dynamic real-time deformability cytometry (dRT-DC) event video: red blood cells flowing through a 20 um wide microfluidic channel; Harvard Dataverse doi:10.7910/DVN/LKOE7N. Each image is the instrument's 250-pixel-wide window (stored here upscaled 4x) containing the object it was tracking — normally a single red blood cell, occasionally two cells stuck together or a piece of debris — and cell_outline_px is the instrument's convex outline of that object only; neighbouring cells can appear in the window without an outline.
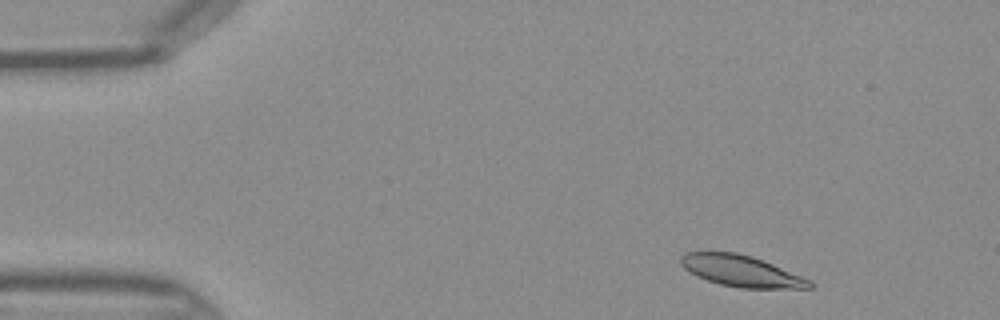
{"species": "Egyptian fruit bat (a non-hibernating species)", "species_latin": "Rousettus aegyptiacus", "temperature_condition": "warm", "stored_images_in_passage": 43, "segment_of_instrument_passage": [1, 2], "camera_frame_rate_fps": 3000, "um_per_image_px": 0.085, "frame": {"image": 1, "passage_image": 3, "time_ms": 0.667, "image_size_px": [1000, 320], "cell_outline_px": [[816, 284], [812, 288], [740, 288], [720, 284], [696, 276], [688, 272], [680, 264], [680, 256], [688, 252], [736, 252], [752, 256], [812, 280]], "centroid_in_image_um": [63.01, 23.04], "position_along_channel_um": 22.0, "area_um2": 23.52}}
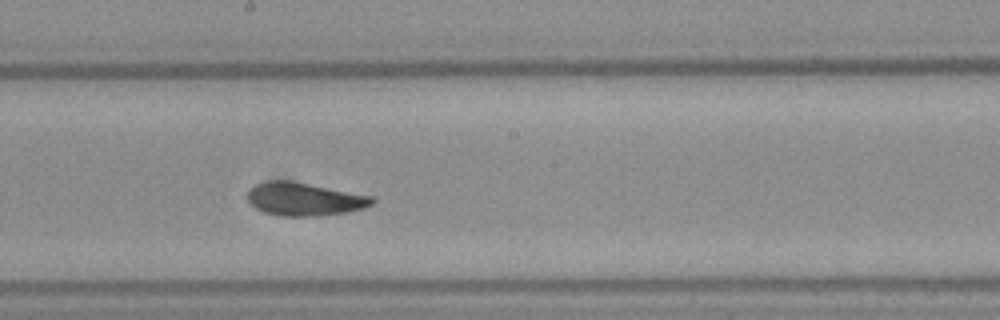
{"frame": {"image": 2, "passage_image": 22, "time_ms": 7.0, "image_size_px": [1000, 320], "cell_outline_px": [[376, 200], [372, 204], [364, 208], [348, 212], [312, 216], [284, 216], [264, 212], [256, 208], [248, 200], [248, 188], [256, 184], [272, 180], [288, 180], [376, 196]], "centroid_in_image_um": [25.91, 16.92], "position_along_channel_um": 222.3, "area_um2": 24.1}}
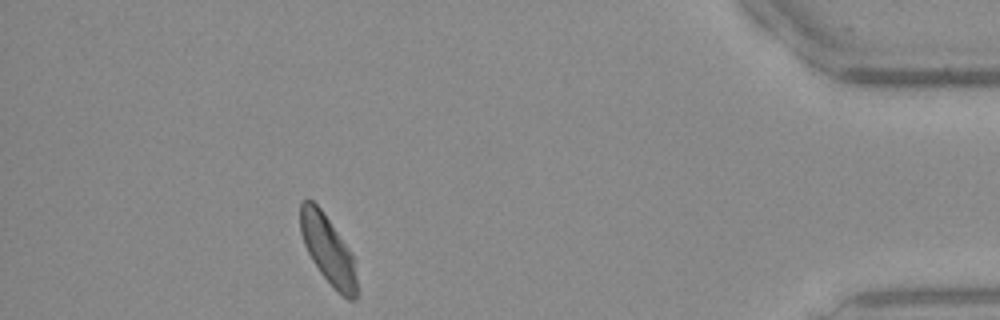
{"frame": {"image": 3, "passage_image": 38, "time_ms": 12.333, "image_size_px": [1000, 320], "cell_outline_px": [[360, 292], [356, 300], [348, 300], [340, 296], [320, 272], [312, 260], [304, 244], [300, 232], [300, 204], [304, 200], [312, 200], [320, 208], [352, 256]], "centroid_in_image_um": [27.89, 21.33], "position_along_channel_um": 407.3, "area_um2": 22.31}}